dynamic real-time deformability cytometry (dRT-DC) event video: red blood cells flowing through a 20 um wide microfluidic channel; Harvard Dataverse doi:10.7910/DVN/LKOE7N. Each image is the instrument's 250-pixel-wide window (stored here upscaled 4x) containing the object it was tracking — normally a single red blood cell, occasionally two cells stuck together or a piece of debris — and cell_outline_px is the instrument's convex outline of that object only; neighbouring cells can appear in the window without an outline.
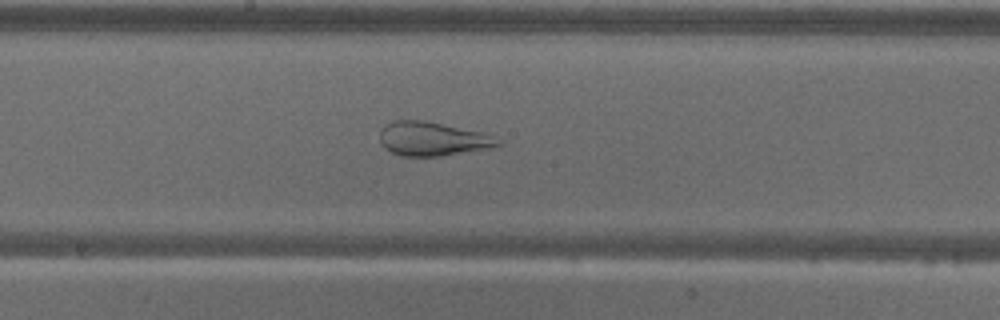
{"species": "common noctule bat (a hibernating species)", "species_latin": "Nyctalus noctula", "temperature_condition": "warm", "stored_images_in_passage": 58, "camera_frame_rate_fps": 3000, "um_per_image_px": 0.085, "animal": {"sex": "male", "body_mass_g": 18.8}, "frame": {"image": 1, "passage_image": 31, "time_ms": 10.0, "image_size_px": [1000, 320], "cell_outline_px": [[504, 144], [492, 148], [440, 156], [400, 156], [392, 152], [380, 140], [380, 128], [396, 120], [424, 120], [484, 132], [504, 140]], "centroid_in_image_um": [36.86, 11.8], "position_along_channel_um": 211.3, "area_um2": 23.52}}
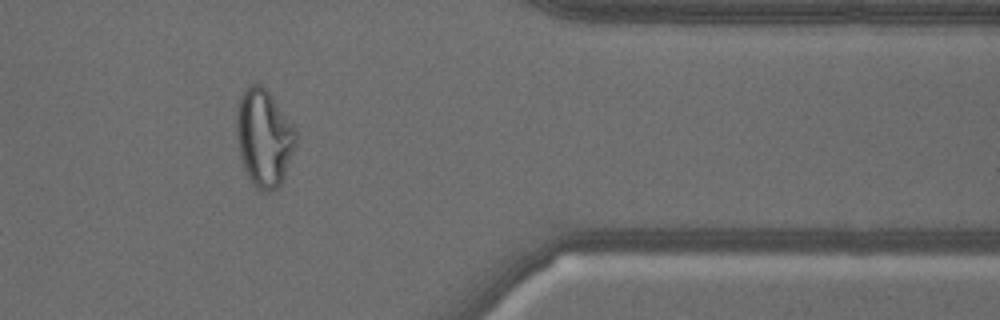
{"frame": {"image": 2, "passage_image": 48, "time_ms": 15.667, "image_size_px": [1000, 320], "cell_outline_px": [[296, 144], [284, 176], [280, 184], [276, 188], [268, 192], [260, 192], [252, 184], [244, 168], [240, 156], [236, 136], [236, 112], [240, 96], [252, 84], [260, 84], [272, 96], [296, 128]], "centroid_in_image_um": [22.43, 11.74], "position_along_channel_um": 389.0, "area_um2": 33.58}}
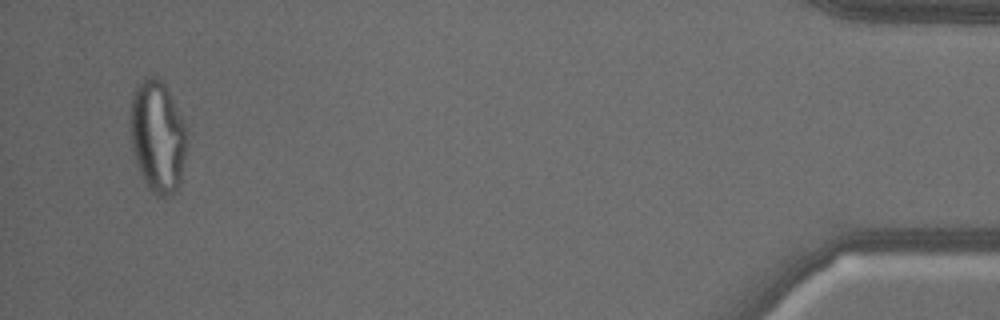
{"frame": {"image": 3, "passage_image": 56, "time_ms": 18.333, "image_size_px": [1000, 320], "cell_outline_px": [[188, 132], [180, 184], [176, 192], [172, 196], [160, 196], [148, 188], [136, 164], [132, 148], [128, 124], [128, 120], [132, 92], [144, 76], [156, 76], [168, 88], [188, 128]], "centroid_in_image_um": [13.38, 11.55], "position_along_channel_um": 421.8, "area_um2": 37.86}}